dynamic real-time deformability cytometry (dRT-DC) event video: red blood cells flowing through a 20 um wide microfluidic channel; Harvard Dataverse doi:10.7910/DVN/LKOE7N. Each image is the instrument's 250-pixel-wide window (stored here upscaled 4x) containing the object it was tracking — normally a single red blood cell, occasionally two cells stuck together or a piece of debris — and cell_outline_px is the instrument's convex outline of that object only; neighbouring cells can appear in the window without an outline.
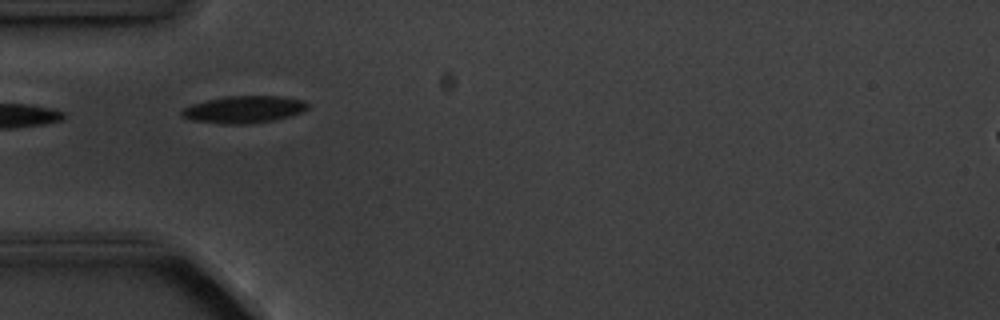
{"species": "common noctule bat (a hibernating species)", "species_latin": "Nyctalus noctula", "temperature_condition": "cold", "stored_images_in_passage": 2, "camera_frame_rate_fps": 3000, "um_per_image_px": 0.085, "animal": {"sex": "male", "body_mass_g": 20.1, "forearm_length_mm": 53.5}, "frame": {"image": 1, "passage_image": 1, "time_ms": 0.0, "image_size_px": [1000, 320], "cell_outline_px": [[308, 108], [304, 112], [292, 116], [272, 120], [248, 124], [220, 124], [192, 120], [180, 116], [180, 112], [184, 108], [192, 104], [208, 100], [228, 96], [284, 96], [304, 100], [308, 104]], "centroid_in_image_um": [20.76, 9.31], "position_along_channel_um": 64.2, "area_um2": 20.06}}
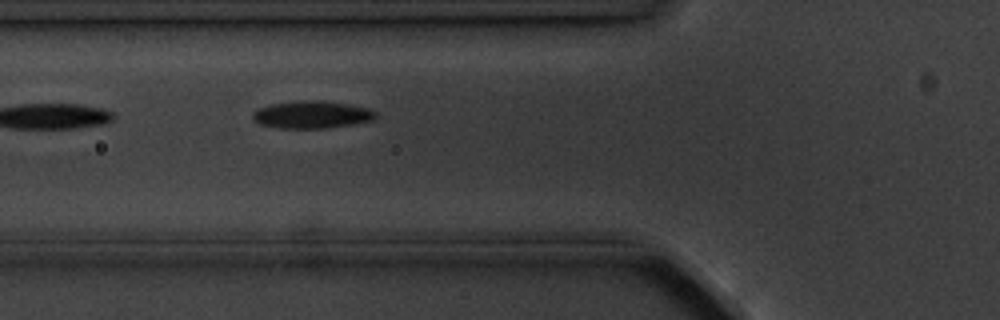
{"frame": {"image": 2, "passage_image": 2, "time_ms": 1.0, "image_size_px": [1000, 320], "cell_outline_px": [[376, 116], [372, 120], [352, 124], [324, 128], [280, 128], [260, 124], [252, 116], [252, 112], [256, 108], [272, 104], [292, 100], [316, 100], [348, 104], [368, 108], [376, 112]], "centroid_in_image_um": [26.47, 9.73], "position_along_channel_um": 99.3, "area_um2": 19.59}}